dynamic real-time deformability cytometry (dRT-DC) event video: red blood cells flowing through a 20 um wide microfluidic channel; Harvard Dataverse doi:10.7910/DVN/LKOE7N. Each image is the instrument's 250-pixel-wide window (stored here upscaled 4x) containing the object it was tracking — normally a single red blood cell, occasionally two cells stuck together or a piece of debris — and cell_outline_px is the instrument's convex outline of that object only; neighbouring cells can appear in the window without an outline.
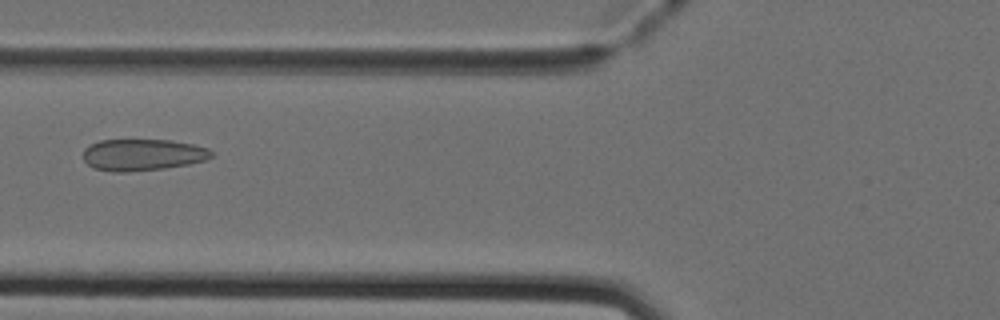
{"species": "Egyptian fruit bat (a non-hibernating species)", "species_latin": "Rousettus aegyptiacus", "temperature_condition": "cold", "stored_images_in_passage": 47, "camera_frame_rate_fps": 3000, "um_per_image_px": 0.085, "animal": {"sex": "female"}, "frame": {"image": 1, "passage_image": 20, "time_ms": 6.333, "image_size_px": [1000, 320], "cell_outline_px": [[212, 156], [204, 160], [188, 164], [164, 168], [128, 172], [112, 172], [92, 168], [84, 160], [84, 148], [100, 140], [172, 140], [192, 144], [208, 148], [212, 152]], "centroid_in_image_um": [12.1, 13.16], "position_along_channel_um": 113.7, "area_um2": 23.58}}
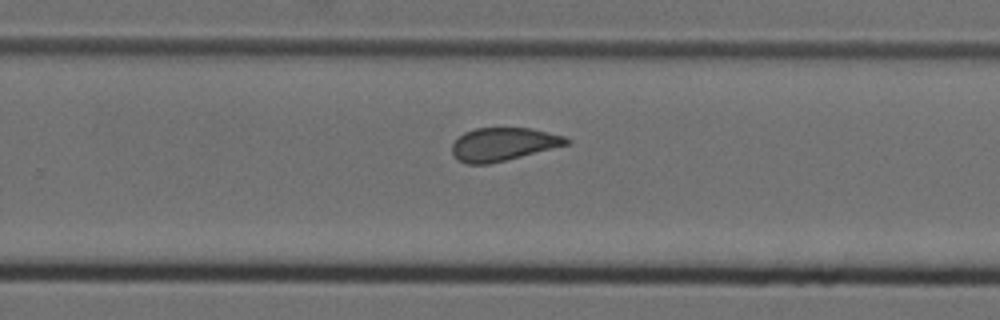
{"frame": {"image": 2, "passage_image": 33, "time_ms": 10.667, "image_size_px": [1000, 320], "cell_outline_px": [[572, 144], [488, 164], [468, 164], [456, 160], [452, 156], [452, 144], [464, 132], [476, 128], [532, 128], [564, 136], [572, 140]], "centroid_in_image_um": [42.79, 12.26], "position_along_channel_um": 287.0, "area_um2": 22.25}}
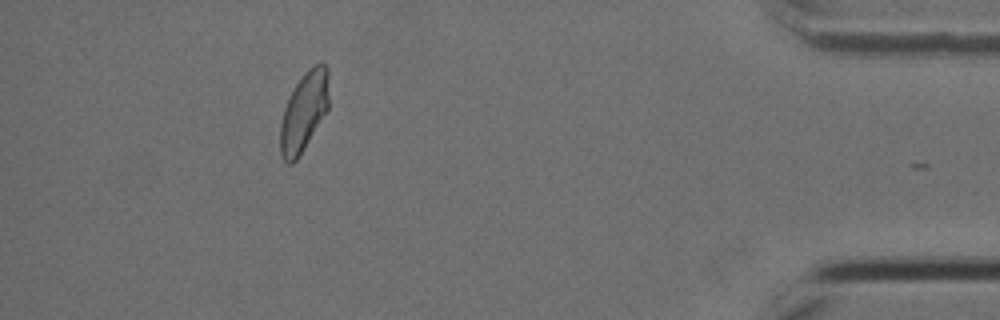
{"frame": {"image": 3, "passage_image": 46, "time_ms": 15.0, "image_size_px": [1000, 320], "cell_outline_px": [[328, 108], [296, 160], [292, 164], [288, 164], [280, 156], [280, 124], [284, 108], [296, 84], [304, 72], [308, 68], [316, 64], [324, 64], [328, 68]], "centroid_in_image_um": [25.81, 9.49], "position_along_channel_um": 409.4, "area_um2": 22.02}, "authors_computed_cell_mechanics": {"area_um2": 23.5246, "velocity_mm_per_s": 4.0039, "shape_relaxation_time_tau1_ms": null, "shape_relaxation_time_tau2_ms": 0.9855, "deformation_change_tau1": null, "deformation_change_tau2": 0.0497}}